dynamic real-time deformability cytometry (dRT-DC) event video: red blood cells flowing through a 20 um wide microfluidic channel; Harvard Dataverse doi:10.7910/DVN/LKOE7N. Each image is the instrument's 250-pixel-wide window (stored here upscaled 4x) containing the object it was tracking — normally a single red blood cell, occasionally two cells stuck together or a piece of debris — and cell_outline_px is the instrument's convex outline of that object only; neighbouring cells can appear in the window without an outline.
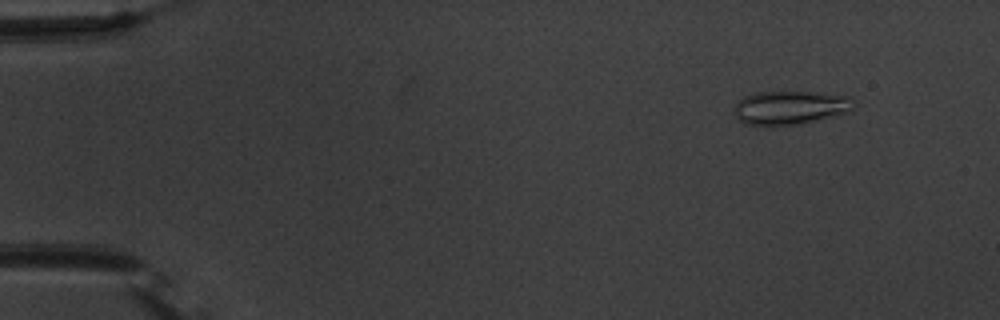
{"species": "common noctule bat (a hibernating species)", "species_latin": "Nyctalus noctula", "temperature_condition": "warm", "stored_images_in_passage": 54, "camera_frame_rate_fps": 3000, "um_per_image_px": 0.085, "animal": {"sex": "male", "body_mass_g": 20.1, "forearm_length_mm": 53.5}, "frame": {"image": 1, "passage_image": 6, "time_ms": 1.667, "image_size_px": [1000, 320], "cell_outline_px": [[856, 104], [848, 112], [800, 124], [744, 124], [736, 116], [736, 104], [744, 96], [756, 92], [812, 92], [852, 96]], "centroid_in_image_um": [67.23, 9.12], "position_along_channel_um": 17.8, "area_um2": 23.06}}
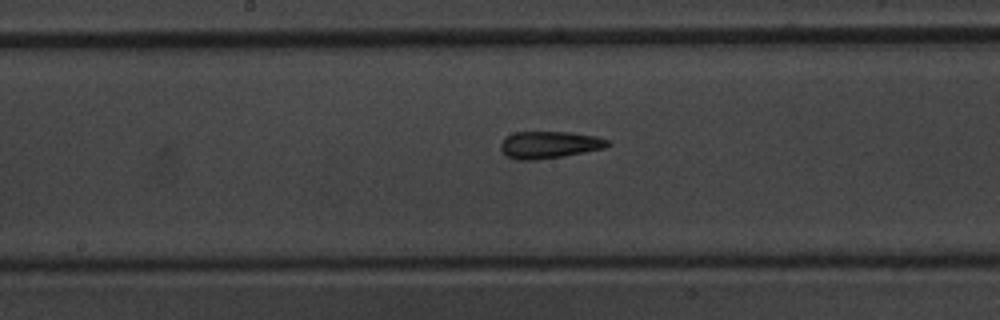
{"frame": {"image": 2, "passage_image": 29, "time_ms": 9.333, "image_size_px": [1000, 320], "cell_outline_px": [[612, 144], [604, 148], [584, 152], [536, 160], [516, 160], [508, 156], [500, 148], [500, 144], [504, 136], [512, 132], [572, 132], [596, 136], [608, 140]], "centroid_in_image_um": [46.67, 12.29], "position_along_channel_um": 201.5, "area_um2": 16.94}}
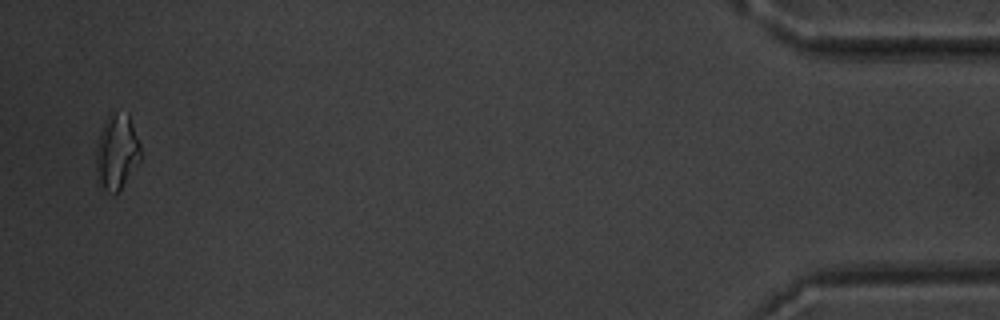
{"frame": {"image": 3, "passage_image": 53, "time_ms": 17.333, "image_size_px": [1000, 320], "cell_outline_px": [[140, 160], [120, 192], [104, 192], [96, 180], [96, 148], [100, 132], [104, 120], [108, 112], [128, 112], [140, 144]], "centroid_in_image_um": [9.91, 12.91], "position_along_channel_um": 425.3, "area_um2": 20.06}, "authors_computed_cell_mechanics": {"area_um2": 17.1088, "velocity_mm_per_s": 3.7875, "shape_relaxation_time_tau1_ms": null, "shape_relaxation_time_tau2_ms": 2.5533, "deformation_change_tau1": null, "deformation_change_tau2": 0.1132}}